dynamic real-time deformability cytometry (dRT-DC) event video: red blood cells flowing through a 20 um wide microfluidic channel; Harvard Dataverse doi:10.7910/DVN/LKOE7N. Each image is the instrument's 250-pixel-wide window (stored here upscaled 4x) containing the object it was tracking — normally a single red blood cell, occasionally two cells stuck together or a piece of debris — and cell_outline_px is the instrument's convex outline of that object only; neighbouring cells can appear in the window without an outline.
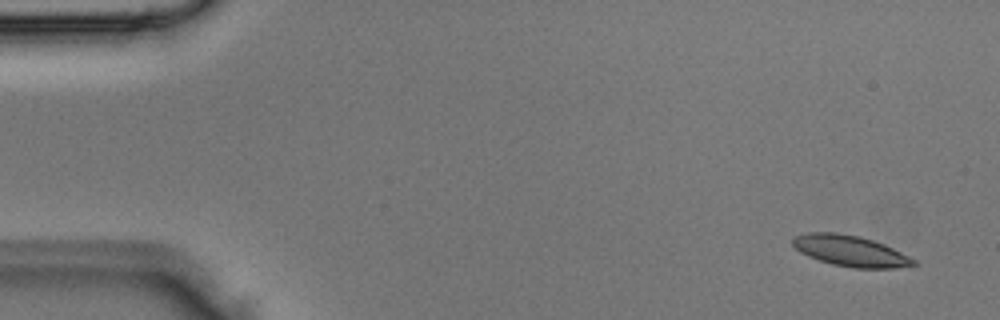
{"species": "Egyptian fruit bat (a non-hibernating species)", "species_latin": "Rousettus aegyptiacus", "temperature_condition": "room temperature", "stored_images_in_passage": 4, "camera_frame_rate_fps": 3000, "um_per_image_px": 0.085, "animal": {"sex": "male"}, "frame": {"image": 1, "passage_image": 4, "time_ms": 1.0, "image_size_px": [1000, 320], "cell_outline_px": [[920, 264], [892, 268], [852, 268], [832, 264], [808, 256], [800, 252], [792, 244], [792, 236], [808, 232], [836, 232], [860, 236], [884, 244], [916, 260]], "centroid_in_image_um": [72.25, 21.32], "position_along_channel_um": 12.7, "area_um2": 21.79}}